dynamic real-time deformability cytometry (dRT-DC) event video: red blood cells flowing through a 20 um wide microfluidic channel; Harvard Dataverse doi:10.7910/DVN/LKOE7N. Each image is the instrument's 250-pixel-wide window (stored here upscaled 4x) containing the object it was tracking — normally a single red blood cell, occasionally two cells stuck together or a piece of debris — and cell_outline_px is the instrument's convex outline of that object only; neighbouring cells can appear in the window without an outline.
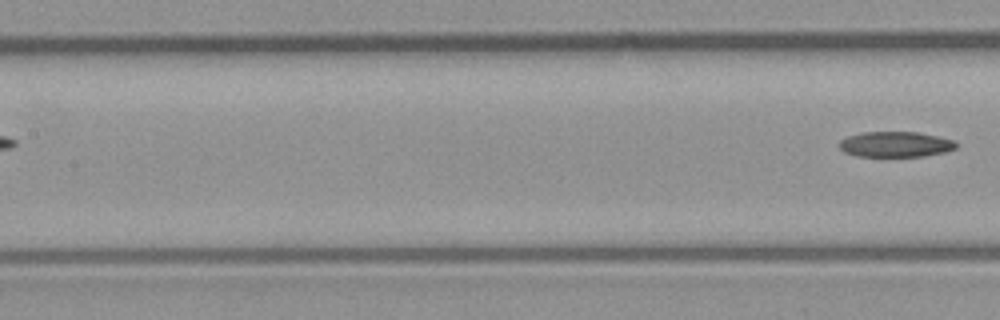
{"species": "common noctule bat (a hibernating species)", "species_latin": "Nyctalus noctula", "temperature_condition": "room temperature", "stored_images_in_passage": 6, "segment_of_instrument_passage": [2, 2], "camera_frame_rate_fps": 3000, "um_per_image_px": 0.085, "animal": {"sex": "male", "body_mass_g": 23.1, "forearm_length_mm": 52.7}, "frame": {"image": 1, "passage_image": 6, "time_ms": 6.0, "image_size_px": [1000, 320], "cell_outline_px": [[956, 148], [944, 152], [924, 156], [856, 156], [844, 152], [840, 148], [840, 140], [848, 136], [864, 132], [916, 132], [956, 140]], "centroid_in_image_um": [76.12, 12.27], "position_along_channel_um": 131.3, "area_um2": 17.22}}